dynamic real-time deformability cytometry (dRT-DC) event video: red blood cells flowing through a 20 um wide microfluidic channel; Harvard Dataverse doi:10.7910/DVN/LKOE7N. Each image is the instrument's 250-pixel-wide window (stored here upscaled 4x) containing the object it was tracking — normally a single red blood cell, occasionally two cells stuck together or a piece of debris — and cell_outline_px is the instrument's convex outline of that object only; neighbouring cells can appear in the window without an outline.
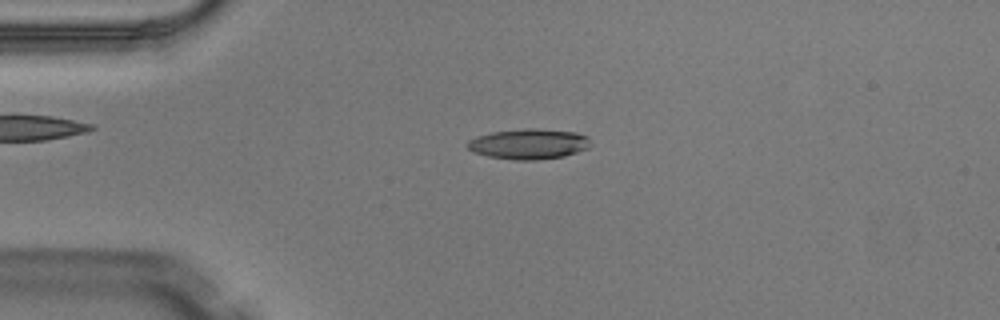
{"species": "Egyptian fruit bat (a non-hibernating species)", "species_latin": "Rousettus aegyptiacus", "temperature_condition": "warm", "stored_images_in_passage": 4, "camera_frame_rate_fps": 3000, "um_per_image_px": 0.085, "animal": {"sex": "male"}, "frame": {"image": 1, "passage_image": 3, "time_ms": 0.667, "image_size_px": [1000, 320], "cell_outline_px": [[588, 148], [564, 156], [536, 160], [516, 160], [488, 156], [472, 152], [468, 148], [468, 140], [476, 136], [492, 132], [524, 128], [536, 128], [576, 132], [588, 136]], "centroid_in_image_um": [44.92, 12.23], "position_along_channel_um": 40.1, "area_um2": 21.73}}